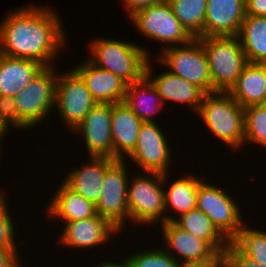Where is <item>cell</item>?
<instances>
[{
	"instance_id": "cell-19",
	"label": "cell",
	"mask_w": 266,
	"mask_h": 267,
	"mask_svg": "<svg viewBox=\"0 0 266 267\" xmlns=\"http://www.w3.org/2000/svg\"><path fill=\"white\" fill-rule=\"evenodd\" d=\"M88 162L79 168L70 170L63 178V183L73 192L82 195L86 200L98 201L102 192L106 169L115 161L107 157H88ZM77 168V169H76Z\"/></svg>"
},
{
	"instance_id": "cell-31",
	"label": "cell",
	"mask_w": 266,
	"mask_h": 267,
	"mask_svg": "<svg viewBox=\"0 0 266 267\" xmlns=\"http://www.w3.org/2000/svg\"><path fill=\"white\" fill-rule=\"evenodd\" d=\"M133 267H180V263L164 248H150L126 258Z\"/></svg>"
},
{
	"instance_id": "cell-35",
	"label": "cell",
	"mask_w": 266,
	"mask_h": 267,
	"mask_svg": "<svg viewBox=\"0 0 266 267\" xmlns=\"http://www.w3.org/2000/svg\"><path fill=\"white\" fill-rule=\"evenodd\" d=\"M19 251L0 248V267H16L22 260Z\"/></svg>"
},
{
	"instance_id": "cell-12",
	"label": "cell",
	"mask_w": 266,
	"mask_h": 267,
	"mask_svg": "<svg viewBox=\"0 0 266 267\" xmlns=\"http://www.w3.org/2000/svg\"><path fill=\"white\" fill-rule=\"evenodd\" d=\"M166 135L156 121L143 122L135 149L128 156L142 172L169 173L173 160ZM171 149V150H170Z\"/></svg>"
},
{
	"instance_id": "cell-9",
	"label": "cell",
	"mask_w": 266,
	"mask_h": 267,
	"mask_svg": "<svg viewBox=\"0 0 266 267\" xmlns=\"http://www.w3.org/2000/svg\"><path fill=\"white\" fill-rule=\"evenodd\" d=\"M220 187L202 180L198 185L196 208L231 242L246 222H243L240 206Z\"/></svg>"
},
{
	"instance_id": "cell-24",
	"label": "cell",
	"mask_w": 266,
	"mask_h": 267,
	"mask_svg": "<svg viewBox=\"0 0 266 267\" xmlns=\"http://www.w3.org/2000/svg\"><path fill=\"white\" fill-rule=\"evenodd\" d=\"M171 221L180 229L205 240L218 254H225L230 242L204 212L194 208L180 216H171Z\"/></svg>"
},
{
	"instance_id": "cell-40",
	"label": "cell",
	"mask_w": 266,
	"mask_h": 267,
	"mask_svg": "<svg viewBox=\"0 0 266 267\" xmlns=\"http://www.w3.org/2000/svg\"><path fill=\"white\" fill-rule=\"evenodd\" d=\"M9 129L3 124V122L0 120V146H1V144H2V140H4V139H2L5 135H7V131H8Z\"/></svg>"
},
{
	"instance_id": "cell-30",
	"label": "cell",
	"mask_w": 266,
	"mask_h": 267,
	"mask_svg": "<svg viewBox=\"0 0 266 267\" xmlns=\"http://www.w3.org/2000/svg\"><path fill=\"white\" fill-rule=\"evenodd\" d=\"M254 143L266 149V104L244 108V142Z\"/></svg>"
},
{
	"instance_id": "cell-32",
	"label": "cell",
	"mask_w": 266,
	"mask_h": 267,
	"mask_svg": "<svg viewBox=\"0 0 266 267\" xmlns=\"http://www.w3.org/2000/svg\"><path fill=\"white\" fill-rule=\"evenodd\" d=\"M6 192L0 191V248L18 250V244L16 243V238L14 233L16 224L13 222L12 214L9 212V202L5 194ZM7 199V200H6Z\"/></svg>"
},
{
	"instance_id": "cell-25",
	"label": "cell",
	"mask_w": 266,
	"mask_h": 267,
	"mask_svg": "<svg viewBox=\"0 0 266 267\" xmlns=\"http://www.w3.org/2000/svg\"><path fill=\"white\" fill-rule=\"evenodd\" d=\"M123 102L143 122H154V115L165 107L157 89L146 76L127 86Z\"/></svg>"
},
{
	"instance_id": "cell-42",
	"label": "cell",
	"mask_w": 266,
	"mask_h": 267,
	"mask_svg": "<svg viewBox=\"0 0 266 267\" xmlns=\"http://www.w3.org/2000/svg\"><path fill=\"white\" fill-rule=\"evenodd\" d=\"M16 267H23V266L21 265V263H19Z\"/></svg>"
},
{
	"instance_id": "cell-13",
	"label": "cell",
	"mask_w": 266,
	"mask_h": 267,
	"mask_svg": "<svg viewBox=\"0 0 266 267\" xmlns=\"http://www.w3.org/2000/svg\"><path fill=\"white\" fill-rule=\"evenodd\" d=\"M111 124L112 104L97 103L84 120L72 130L73 133L82 135L87 156L114 159Z\"/></svg>"
},
{
	"instance_id": "cell-39",
	"label": "cell",
	"mask_w": 266,
	"mask_h": 267,
	"mask_svg": "<svg viewBox=\"0 0 266 267\" xmlns=\"http://www.w3.org/2000/svg\"><path fill=\"white\" fill-rule=\"evenodd\" d=\"M99 264L96 265V267H133L130 262L127 259H124L121 261V263H116L113 261L109 262V261H103V262H98Z\"/></svg>"
},
{
	"instance_id": "cell-18",
	"label": "cell",
	"mask_w": 266,
	"mask_h": 267,
	"mask_svg": "<svg viewBox=\"0 0 266 267\" xmlns=\"http://www.w3.org/2000/svg\"><path fill=\"white\" fill-rule=\"evenodd\" d=\"M151 57L147 62L145 76L157 89L163 104L168 101L173 103H186L191 109L198 112L200 104L205 96V92L193 83L176 76L166 70L159 75H154L151 66Z\"/></svg>"
},
{
	"instance_id": "cell-29",
	"label": "cell",
	"mask_w": 266,
	"mask_h": 267,
	"mask_svg": "<svg viewBox=\"0 0 266 267\" xmlns=\"http://www.w3.org/2000/svg\"><path fill=\"white\" fill-rule=\"evenodd\" d=\"M244 255L266 265V230L244 225L231 241Z\"/></svg>"
},
{
	"instance_id": "cell-34",
	"label": "cell",
	"mask_w": 266,
	"mask_h": 267,
	"mask_svg": "<svg viewBox=\"0 0 266 267\" xmlns=\"http://www.w3.org/2000/svg\"><path fill=\"white\" fill-rule=\"evenodd\" d=\"M226 267H266L244 255L232 242L225 251Z\"/></svg>"
},
{
	"instance_id": "cell-4",
	"label": "cell",
	"mask_w": 266,
	"mask_h": 267,
	"mask_svg": "<svg viewBox=\"0 0 266 267\" xmlns=\"http://www.w3.org/2000/svg\"><path fill=\"white\" fill-rule=\"evenodd\" d=\"M169 174L142 172L140 175L138 173V176L135 173L134 179L131 174L132 179L129 178L127 189L129 221L138 226L154 225L156 222L159 223L158 221L166 222L163 185L169 183Z\"/></svg>"
},
{
	"instance_id": "cell-26",
	"label": "cell",
	"mask_w": 266,
	"mask_h": 267,
	"mask_svg": "<svg viewBox=\"0 0 266 267\" xmlns=\"http://www.w3.org/2000/svg\"><path fill=\"white\" fill-rule=\"evenodd\" d=\"M202 180V177L200 179L194 174H189L170 182L169 186L163 185L166 186L164 188L166 222L171 221L172 216L171 214L169 216L167 212L173 211L180 216L196 208L198 185Z\"/></svg>"
},
{
	"instance_id": "cell-8",
	"label": "cell",
	"mask_w": 266,
	"mask_h": 267,
	"mask_svg": "<svg viewBox=\"0 0 266 267\" xmlns=\"http://www.w3.org/2000/svg\"><path fill=\"white\" fill-rule=\"evenodd\" d=\"M57 72L54 66L45 67L14 97L18 117L29 129L41 125L53 112Z\"/></svg>"
},
{
	"instance_id": "cell-33",
	"label": "cell",
	"mask_w": 266,
	"mask_h": 267,
	"mask_svg": "<svg viewBox=\"0 0 266 267\" xmlns=\"http://www.w3.org/2000/svg\"><path fill=\"white\" fill-rule=\"evenodd\" d=\"M0 120L10 129L11 126L17 129H29L18 117L14 97L0 95ZM11 125V126H10Z\"/></svg>"
},
{
	"instance_id": "cell-27",
	"label": "cell",
	"mask_w": 266,
	"mask_h": 267,
	"mask_svg": "<svg viewBox=\"0 0 266 267\" xmlns=\"http://www.w3.org/2000/svg\"><path fill=\"white\" fill-rule=\"evenodd\" d=\"M247 62L261 63L266 57V17L245 15L237 35Z\"/></svg>"
},
{
	"instance_id": "cell-37",
	"label": "cell",
	"mask_w": 266,
	"mask_h": 267,
	"mask_svg": "<svg viewBox=\"0 0 266 267\" xmlns=\"http://www.w3.org/2000/svg\"><path fill=\"white\" fill-rule=\"evenodd\" d=\"M246 15L266 17V0H245Z\"/></svg>"
},
{
	"instance_id": "cell-38",
	"label": "cell",
	"mask_w": 266,
	"mask_h": 267,
	"mask_svg": "<svg viewBox=\"0 0 266 267\" xmlns=\"http://www.w3.org/2000/svg\"><path fill=\"white\" fill-rule=\"evenodd\" d=\"M180 267H226L225 254H218L213 260L202 263H187Z\"/></svg>"
},
{
	"instance_id": "cell-1",
	"label": "cell",
	"mask_w": 266,
	"mask_h": 267,
	"mask_svg": "<svg viewBox=\"0 0 266 267\" xmlns=\"http://www.w3.org/2000/svg\"><path fill=\"white\" fill-rule=\"evenodd\" d=\"M62 26L61 17L48 5L29 4L9 11L0 22V54L55 66L53 60L67 44Z\"/></svg>"
},
{
	"instance_id": "cell-36",
	"label": "cell",
	"mask_w": 266,
	"mask_h": 267,
	"mask_svg": "<svg viewBox=\"0 0 266 267\" xmlns=\"http://www.w3.org/2000/svg\"><path fill=\"white\" fill-rule=\"evenodd\" d=\"M167 0H123V5L126 9V13L128 16L132 15L135 11L139 9H143L145 7H148L150 5H155L161 2H164Z\"/></svg>"
},
{
	"instance_id": "cell-6",
	"label": "cell",
	"mask_w": 266,
	"mask_h": 267,
	"mask_svg": "<svg viewBox=\"0 0 266 267\" xmlns=\"http://www.w3.org/2000/svg\"><path fill=\"white\" fill-rule=\"evenodd\" d=\"M128 18L141 35L164 45L162 50L189 43L193 39L173 14L168 1L139 9Z\"/></svg>"
},
{
	"instance_id": "cell-21",
	"label": "cell",
	"mask_w": 266,
	"mask_h": 267,
	"mask_svg": "<svg viewBox=\"0 0 266 267\" xmlns=\"http://www.w3.org/2000/svg\"><path fill=\"white\" fill-rule=\"evenodd\" d=\"M57 191L49 200L46 209L47 215L52 220L72 222L95 216V204L86 200L82 195L70 190L64 183L56 188ZM55 218V219H53Z\"/></svg>"
},
{
	"instance_id": "cell-3",
	"label": "cell",
	"mask_w": 266,
	"mask_h": 267,
	"mask_svg": "<svg viewBox=\"0 0 266 267\" xmlns=\"http://www.w3.org/2000/svg\"><path fill=\"white\" fill-rule=\"evenodd\" d=\"M197 115L208 130L227 147L243 148L244 108L228 92L205 94Z\"/></svg>"
},
{
	"instance_id": "cell-28",
	"label": "cell",
	"mask_w": 266,
	"mask_h": 267,
	"mask_svg": "<svg viewBox=\"0 0 266 267\" xmlns=\"http://www.w3.org/2000/svg\"><path fill=\"white\" fill-rule=\"evenodd\" d=\"M173 14L193 38L204 37L207 0H167Z\"/></svg>"
},
{
	"instance_id": "cell-17",
	"label": "cell",
	"mask_w": 266,
	"mask_h": 267,
	"mask_svg": "<svg viewBox=\"0 0 266 267\" xmlns=\"http://www.w3.org/2000/svg\"><path fill=\"white\" fill-rule=\"evenodd\" d=\"M245 15V0H207L204 37L237 36Z\"/></svg>"
},
{
	"instance_id": "cell-7",
	"label": "cell",
	"mask_w": 266,
	"mask_h": 267,
	"mask_svg": "<svg viewBox=\"0 0 266 267\" xmlns=\"http://www.w3.org/2000/svg\"><path fill=\"white\" fill-rule=\"evenodd\" d=\"M155 60L169 67L167 71L211 93V76L206 53L199 38L189 43L160 50Z\"/></svg>"
},
{
	"instance_id": "cell-16",
	"label": "cell",
	"mask_w": 266,
	"mask_h": 267,
	"mask_svg": "<svg viewBox=\"0 0 266 267\" xmlns=\"http://www.w3.org/2000/svg\"><path fill=\"white\" fill-rule=\"evenodd\" d=\"M72 70L82 79L97 103H120L124 101L128 84L114 73L100 69L88 59Z\"/></svg>"
},
{
	"instance_id": "cell-10",
	"label": "cell",
	"mask_w": 266,
	"mask_h": 267,
	"mask_svg": "<svg viewBox=\"0 0 266 267\" xmlns=\"http://www.w3.org/2000/svg\"><path fill=\"white\" fill-rule=\"evenodd\" d=\"M97 104L82 79L70 69L57 72L55 107L59 117L70 131L74 130Z\"/></svg>"
},
{
	"instance_id": "cell-22",
	"label": "cell",
	"mask_w": 266,
	"mask_h": 267,
	"mask_svg": "<svg viewBox=\"0 0 266 267\" xmlns=\"http://www.w3.org/2000/svg\"><path fill=\"white\" fill-rule=\"evenodd\" d=\"M44 68L34 60L0 54V95L15 97Z\"/></svg>"
},
{
	"instance_id": "cell-41",
	"label": "cell",
	"mask_w": 266,
	"mask_h": 267,
	"mask_svg": "<svg viewBox=\"0 0 266 267\" xmlns=\"http://www.w3.org/2000/svg\"><path fill=\"white\" fill-rule=\"evenodd\" d=\"M262 66L266 67V57L265 59L260 63Z\"/></svg>"
},
{
	"instance_id": "cell-5",
	"label": "cell",
	"mask_w": 266,
	"mask_h": 267,
	"mask_svg": "<svg viewBox=\"0 0 266 267\" xmlns=\"http://www.w3.org/2000/svg\"><path fill=\"white\" fill-rule=\"evenodd\" d=\"M207 56L211 93L229 92L248 63L237 36L199 37Z\"/></svg>"
},
{
	"instance_id": "cell-23",
	"label": "cell",
	"mask_w": 266,
	"mask_h": 267,
	"mask_svg": "<svg viewBox=\"0 0 266 267\" xmlns=\"http://www.w3.org/2000/svg\"><path fill=\"white\" fill-rule=\"evenodd\" d=\"M228 93L242 108L266 104V67L248 62Z\"/></svg>"
},
{
	"instance_id": "cell-2",
	"label": "cell",
	"mask_w": 266,
	"mask_h": 267,
	"mask_svg": "<svg viewBox=\"0 0 266 267\" xmlns=\"http://www.w3.org/2000/svg\"><path fill=\"white\" fill-rule=\"evenodd\" d=\"M88 60L100 69L108 70L128 85L141 80L150 53L136 43L110 38H95L90 42Z\"/></svg>"
},
{
	"instance_id": "cell-11",
	"label": "cell",
	"mask_w": 266,
	"mask_h": 267,
	"mask_svg": "<svg viewBox=\"0 0 266 267\" xmlns=\"http://www.w3.org/2000/svg\"><path fill=\"white\" fill-rule=\"evenodd\" d=\"M115 160L105 172L102 192L95 203L96 213L111 222L122 231L129 222V209L127 205V189L129 174L127 170L128 158Z\"/></svg>"
},
{
	"instance_id": "cell-15",
	"label": "cell",
	"mask_w": 266,
	"mask_h": 267,
	"mask_svg": "<svg viewBox=\"0 0 266 267\" xmlns=\"http://www.w3.org/2000/svg\"><path fill=\"white\" fill-rule=\"evenodd\" d=\"M160 225L166 246L164 249L181 265L211 261L218 255L205 240L180 229L172 221Z\"/></svg>"
},
{
	"instance_id": "cell-20",
	"label": "cell",
	"mask_w": 266,
	"mask_h": 267,
	"mask_svg": "<svg viewBox=\"0 0 266 267\" xmlns=\"http://www.w3.org/2000/svg\"><path fill=\"white\" fill-rule=\"evenodd\" d=\"M142 123L124 102L112 104L111 131L115 160H126L135 149Z\"/></svg>"
},
{
	"instance_id": "cell-14",
	"label": "cell",
	"mask_w": 266,
	"mask_h": 267,
	"mask_svg": "<svg viewBox=\"0 0 266 267\" xmlns=\"http://www.w3.org/2000/svg\"><path fill=\"white\" fill-rule=\"evenodd\" d=\"M62 234L59 235L60 245L70 248L91 249L99 245L108 244L117 233H122L106 218L98 214L87 219L65 222ZM114 234V235H113ZM112 236V237H111Z\"/></svg>"
}]
</instances>
